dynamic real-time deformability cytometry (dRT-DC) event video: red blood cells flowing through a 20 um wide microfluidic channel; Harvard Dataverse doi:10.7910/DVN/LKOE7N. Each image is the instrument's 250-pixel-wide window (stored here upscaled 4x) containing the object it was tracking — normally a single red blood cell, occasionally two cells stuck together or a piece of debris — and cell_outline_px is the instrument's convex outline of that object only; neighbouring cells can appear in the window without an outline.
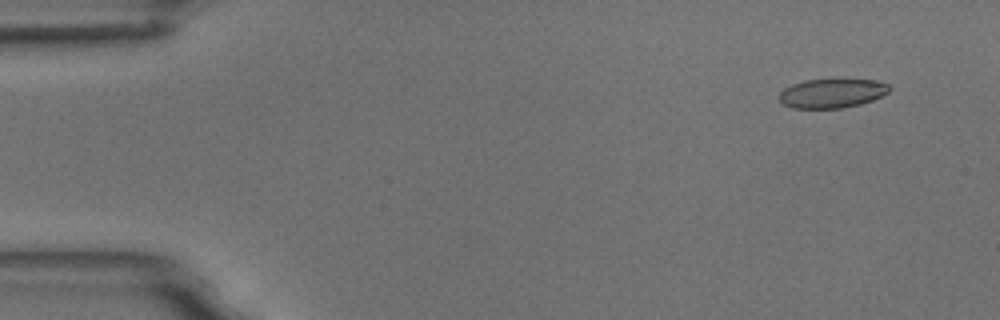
{"species": "common noctule bat (a hibernating species)", "species_latin": "Nyctalus noctula", "temperature_condition": "room temperature", "stored_images_in_passage": 51, "camera_frame_rate_fps": 3000, "um_per_image_px": 0.085, "animal": {"sex": "male", "body_mass_g": 18.8}, "frame": {"image": 1, "passage_image": 1, "time_ms": 0.0, "image_size_px": [1000, 320], "cell_outline_px": [[892, 88], [888, 92], [872, 100], [860, 104], [840, 108], [792, 108], [784, 104], [780, 100], [780, 92], [784, 88], [792, 84], [804, 80], [840, 76], [876, 80], [888, 84]], "centroid_in_image_um": [70.75, 7.86], "position_along_channel_um": 14.2, "area_um2": 19.54}}
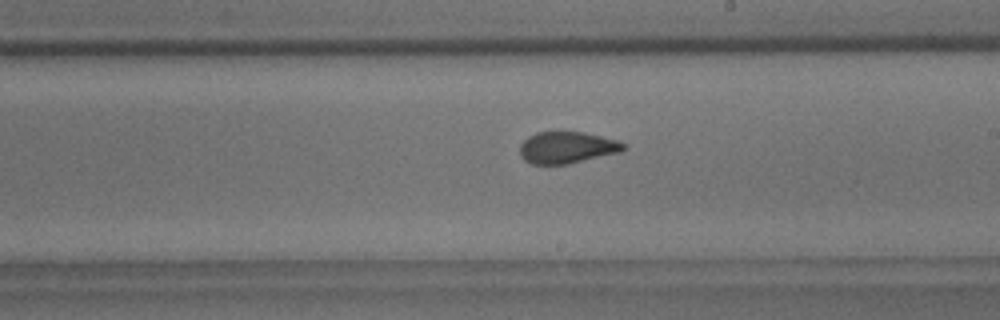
{"frame": {"image": 2, "passage_image": 28, "time_ms": 9.0, "image_size_px": [1000, 320], "cell_outline_px": [[628, 148], [620, 152], [568, 164], [532, 164], [524, 160], [520, 156], [520, 144], [528, 136], [536, 132], [584, 132], [616, 140], [624, 144]], "centroid_in_image_um": [48.17, 12.54], "position_along_channel_um": 240.8, "area_um2": 19.13}}
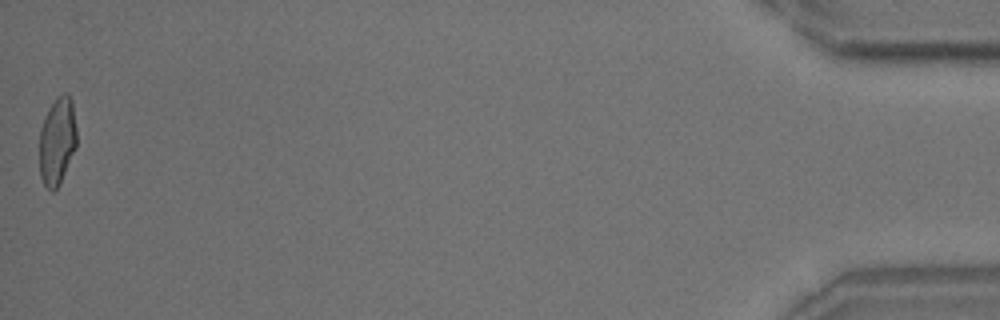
{"frame": {"image": 3, "passage_image": 51, "time_ms": 16.667, "image_size_px": [1000, 320], "cell_outline_px": [[76, 148], [60, 184], [52, 192], [44, 184], [40, 176], [40, 128], [48, 108], [56, 96], [64, 92], [68, 92], [72, 100], [76, 128]], "centroid_in_image_um": [4.87, 11.95], "position_along_channel_um": 430.3, "area_um2": 19.25}, "authors_computed_cell_mechanics": {"area_um2": 19.5942, "velocity_mm_per_s": 3.7279, "shape_relaxation_time_tau1_ms": 7.948, "shape_relaxation_time_tau2_ms": 1.0496, "deformation_change_tau1": 0.1718, "deformation_change_tau2": 0.067}}